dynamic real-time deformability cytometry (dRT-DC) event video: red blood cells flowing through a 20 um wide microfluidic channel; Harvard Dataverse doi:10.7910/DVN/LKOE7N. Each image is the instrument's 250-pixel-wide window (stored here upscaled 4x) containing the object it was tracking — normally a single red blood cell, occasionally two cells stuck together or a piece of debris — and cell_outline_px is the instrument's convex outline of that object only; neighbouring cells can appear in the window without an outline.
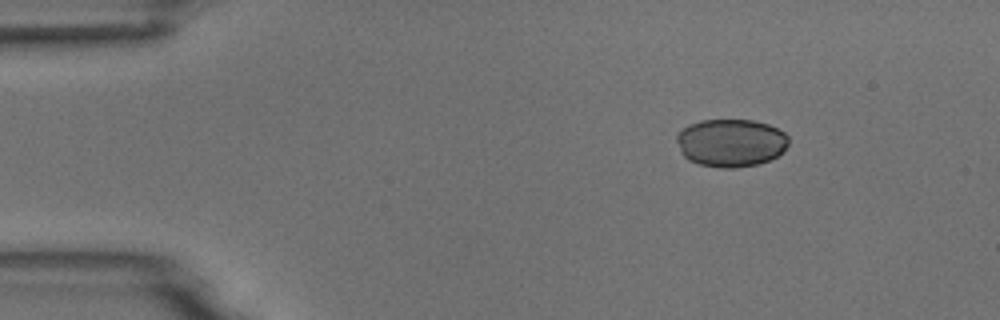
{"species": "common noctule bat (a hibernating species)", "species_latin": "Nyctalus noctula", "temperature_condition": "room temperature", "stored_images_in_passage": 7, "camera_frame_rate_fps": 3000, "um_per_image_px": 0.085, "animal": {"sex": "male", "body_mass_g": 18.8}, "frame": {"image": 1, "passage_image": 1, "time_ms": 0.0, "image_size_px": [1000, 320], "cell_outline_px": [[788, 144], [784, 152], [768, 160], [756, 164], [736, 168], [720, 168], [700, 164], [688, 160], [680, 152], [676, 140], [676, 136], [688, 124], [700, 120], [752, 120], [768, 124], [784, 132], [788, 136]], "centroid_in_image_um": [62.12, 12.14], "position_along_channel_um": 22.9, "area_um2": 31.33}}
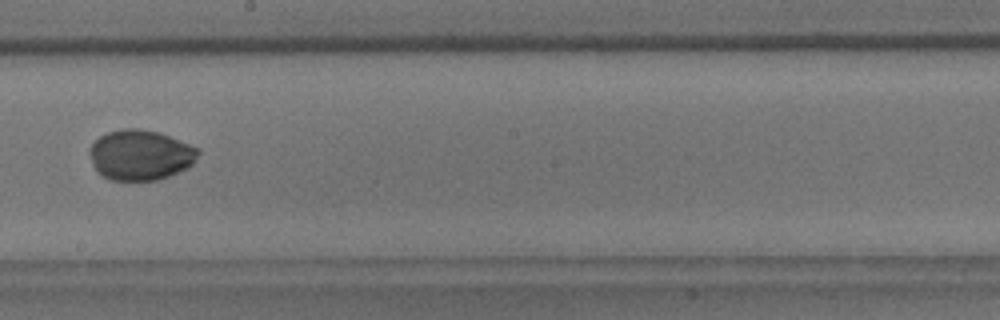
{"frame": {"image": 2, "passage_image": 7, "time_ms": 7.667, "image_size_px": [1000, 320], "cell_outline_px": [[200, 152], [192, 164], [188, 168], [168, 176], [156, 180], [112, 180], [100, 176], [96, 172], [92, 164], [88, 152], [88, 148], [100, 136], [108, 132], [120, 128], [140, 128], [156, 132], [168, 136], [200, 148]], "centroid_in_image_um": [11.9, 13.18], "position_along_channel_um": 236.3, "area_um2": 32.02}}